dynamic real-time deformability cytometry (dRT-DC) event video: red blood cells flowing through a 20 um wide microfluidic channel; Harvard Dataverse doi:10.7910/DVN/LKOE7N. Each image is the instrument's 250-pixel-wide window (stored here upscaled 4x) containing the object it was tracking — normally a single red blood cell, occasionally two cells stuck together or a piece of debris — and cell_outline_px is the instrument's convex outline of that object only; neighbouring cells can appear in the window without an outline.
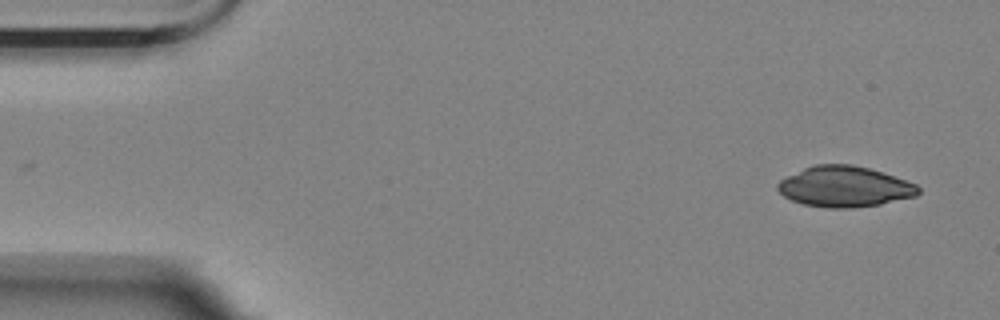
{"species": "Egyptian fruit bat (a non-hibernating species)", "species_latin": "Rousettus aegyptiacus", "temperature_condition": "room temperature", "stored_images_in_passage": 5, "camera_frame_rate_fps": 3000, "um_per_image_px": 0.085, "animal": {"sex": "female"}, "frame": {"image": 1, "passage_image": 1, "time_ms": 0.0, "image_size_px": [1000, 320], "cell_outline_px": [[920, 192], [916, 196], [880, 204], [852, 208], [828, 208], [804, 204], [792, 200], [784, 196], [776, 188], [776, 184], [780, 180], [804, 168], [816, 164], [852, 164], [868, 168], [916, 184], [920, 188]], "centroid_in_image_um": [71.77, 15.87], "position_along_channel_um": 13.2, "area_um2": 33.06}}